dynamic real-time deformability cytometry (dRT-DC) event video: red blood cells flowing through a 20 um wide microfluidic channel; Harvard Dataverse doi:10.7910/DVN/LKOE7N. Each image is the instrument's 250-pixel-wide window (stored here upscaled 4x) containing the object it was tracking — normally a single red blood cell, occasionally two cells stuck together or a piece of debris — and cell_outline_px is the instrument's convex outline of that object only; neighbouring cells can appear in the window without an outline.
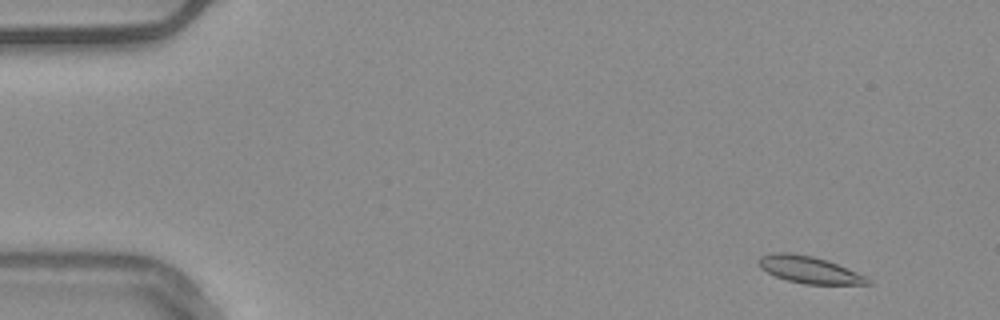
{"species": "common noctule bat (a hibernating species)", "species_latin": "Nyctalus noctula", "temperature_condition": "warm", "stored_images_in_passage": 53, "camera_frame_rate_fps": 3000, "um_per_image_px": 0.085, "animal": {"sex": "male", "body_mass_g": 20.4}, "frame": {"image": 1, "passage_image": 3, "time_ms": 0.667, "image_size_px": [1000, 320], "cell_outline_px": [[872, 284], [804, 284], [788, 280], [776, 276], [760, 268], [756, 264], [756, 260], [760, 256], [772, 252], [792, 252], [812, 256], [828, 260], [868, 276], [872, 280]], "centroid_in_image_um": [68.79, 22.91], "position_along_channel_um": 16.2, "area_um2": 17.46}}
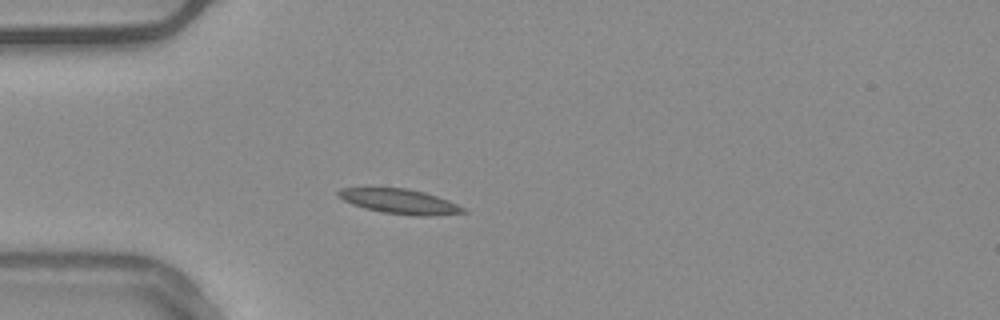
{"frame": {"image": 2, "passage_image": 14, "time_ms": 4.333, "image_size_px": [1000, 320], "cell_outline_px": [[468, 212], [428, 216], [412, 216], [384, 212], [364, 208], [352, 204], [344, 200], [336, 192], [340, 188], [364, 184], [408, 188], [424, 192], [448, 200], [464, 208]], "centroid_in_image_um": [33.85, 17.06], "position_along_channel_um": 51.1, "area_um2": 18.84}}
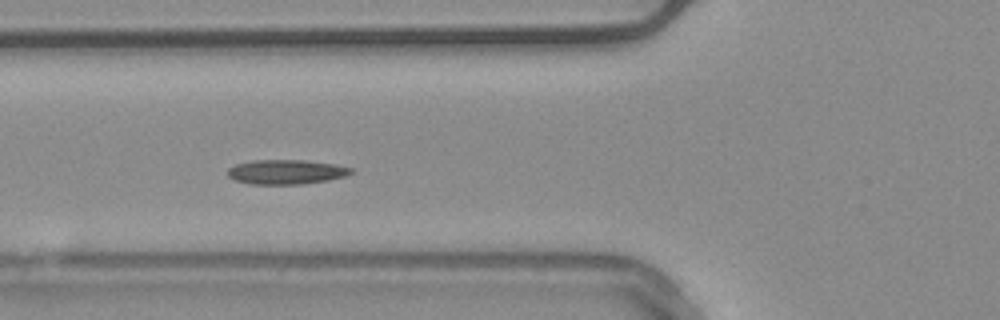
{"frame": {"image": 3, "passage_image": 19, "time_ms": 6.0, "image_size_px": [1000, 320], "cell_outline_px": [[352, 172], [344, 176], [328, 180], [300, 184], [248, 184], [236, 180], [228, 176], [228, 168], [236, 164], [252, 160], [304, 160], [336, 164], [352, 168]], "centroid_in_image_um": [24.3, 14.61], "position_along_channel_um": 101.5, "area_um2": 17.57}, "authors_computed_cell_mechanics": {"area_um2": 16.8776, "velocity_mm_per_s": 3.7183, "shape_relaxation_time_tau1_ms": null, "shape_relaxation_time_tau2_ms": 6.1662, "deformation_change_tau1": null, "deformation_change_tau2": 0.0998}}